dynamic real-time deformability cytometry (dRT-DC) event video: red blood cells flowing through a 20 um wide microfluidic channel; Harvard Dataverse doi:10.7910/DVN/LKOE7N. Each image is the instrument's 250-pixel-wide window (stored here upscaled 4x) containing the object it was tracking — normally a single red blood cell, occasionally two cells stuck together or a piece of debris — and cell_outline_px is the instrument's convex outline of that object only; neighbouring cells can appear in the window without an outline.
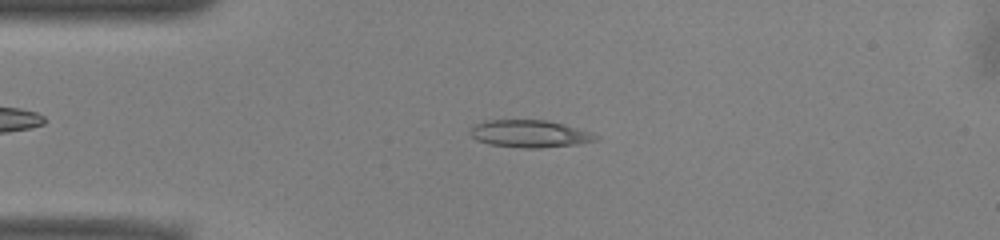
{"species": "common noctule bat (a hibernating species)", "species_latin": "Nyctalus noctula", "temperature_condition": "warm", "stored_images_in_passage": 51, "camera_frame_rate_fps": 3000, "um_per_image_px": 0.085, "animal": {"sex": "male", "body_mass_g": 13.0, "forearm_length_mm": 53.1}, "frame": {"image": 1, "passage_image": 12, "time_ms": 3.667, "image_size_px": [1000, 240], "cell_outline_px": [[596, 140], [576, 144], [540, 148], [520, 148], [488, 144], [476, 140], [468, 132], [468, 128], [484, 120], [544, 120], [564, 124], [592, 132], [596, 136]], "centroid_in_image_um": [44.95, 11.37], "position_along_channel_um": 40.1, "area_um2": 20.06}}
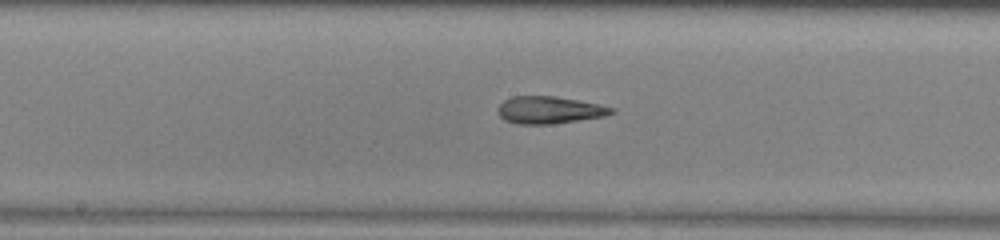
{"frame": {"image": 2, "passage_image": 26, "time_ms": 8.333, "image_size_px": [1000, 240], "cell_outline_px": [[616, 112], [604, 116], [552, 124], [516, 124], [504, 120], [500, 116], [500, 104], [504, 100], [512, 96], [556, 96], [600, 104], [616, 108]], "centroid_in_image_um": [46.73, 9.35], "position_along_channel_um": 201.5, "area_um2": 18.03}}
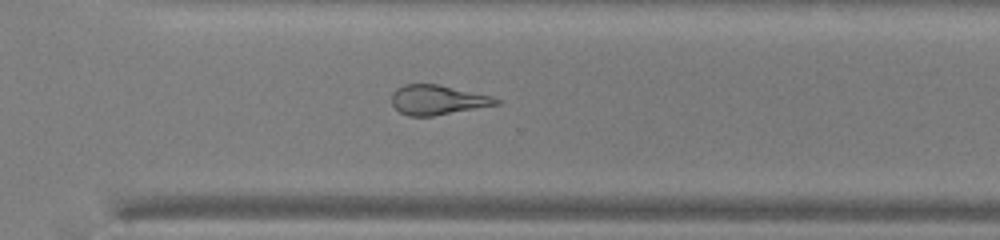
{"frame": {"image": 3, "passage_image": 36, "time_ms": 11.667, "image_size_px": [1000, 240], "cell_outline_px": [[500, 104], [432, 116], [408, 116], [400, 112], [392, 104], [392, 92], [396, 88], [404, 84], [436, 84], [492, 96], [500, 100]], "centroid_in_image_um": [37.17, 8.49], "position_along_channel_um": 333.4, "area_um2": 17.92}, "authors_computed_cell_mechanics": {"area_um2": 19.7098, "velocity_mm_per_s": 3.962, "shape_relaxation_time_tau1_ms": null, "shape_relaxation_time_tau2_ms": 2.767, "deformation_change_tau1": null, "deformation_change_tau2": 0.133}}